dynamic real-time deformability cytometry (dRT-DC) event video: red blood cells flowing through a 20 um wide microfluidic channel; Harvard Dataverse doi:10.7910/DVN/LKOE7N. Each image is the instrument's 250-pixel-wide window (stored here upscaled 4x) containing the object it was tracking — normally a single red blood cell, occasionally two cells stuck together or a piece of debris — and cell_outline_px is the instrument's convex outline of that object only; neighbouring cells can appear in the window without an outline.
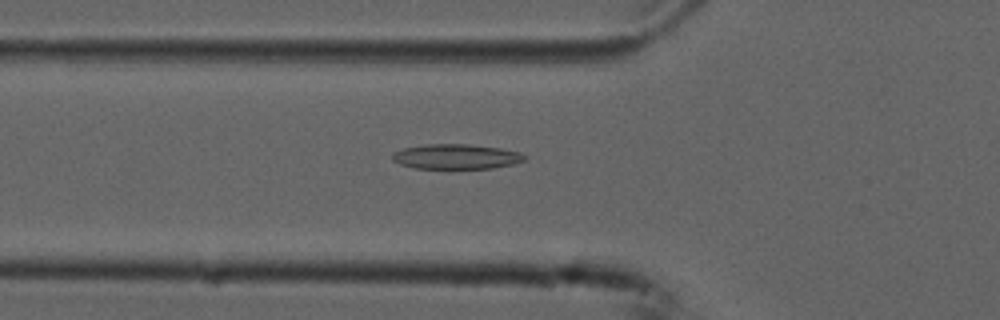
{"species": "common noctule bat (a hibernating species)", "species_latin": "Nyctalus noctula", "temperature_condition": "cold", "stored_images_in_passage": 50, "camera_frame_rate_fps": 3000, "um_per_image_px": 0.085, "animal": {"sex": "male", "forearm_length_mm": 52.5}, "frame": {"image": 1, "passage_image": 19, "time_ms": 6.0, "image_size_px": [1000, 320], "cell_outline_px": [[524, 160], [512, 164], [492, 168], [416, 168], [400, 164], [392, 160], [392, 152], [404, 148], [428, 144], [468, 144], [500, 148], [520, 152], [524, 156]], "centroid_in_image_um": [38.74, 13.3], "position_along_channel_um": 87.1, "area_um2": 19.02}}
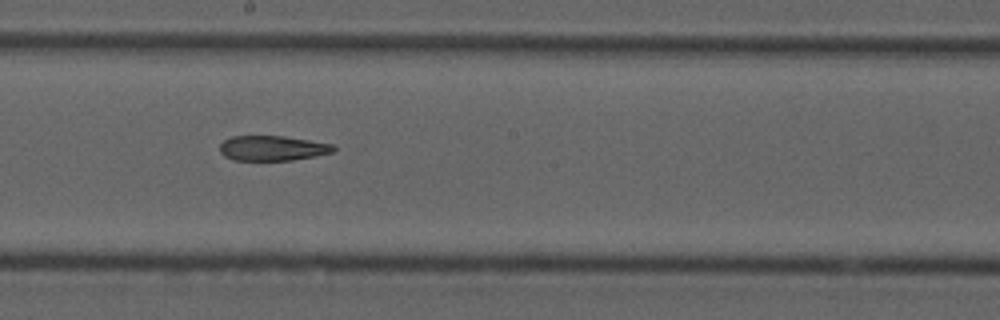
{"frame": {"image": 2, "passage_image": 30, "time_ms": 9.667, "image_size_px": [1000, 320], "cell_outline_px": [[336, 148], [332, 152], [316, 156], [292, 160], [232, 160], [224, 156], [220, 152], [220, 144], [224, 140], [232, 136], [284, 136], [332, 144]], "centroid_in_image_um": [23.13, 12.6], "position_along_channel_um": 225.1, "area_um2": 16.53}}
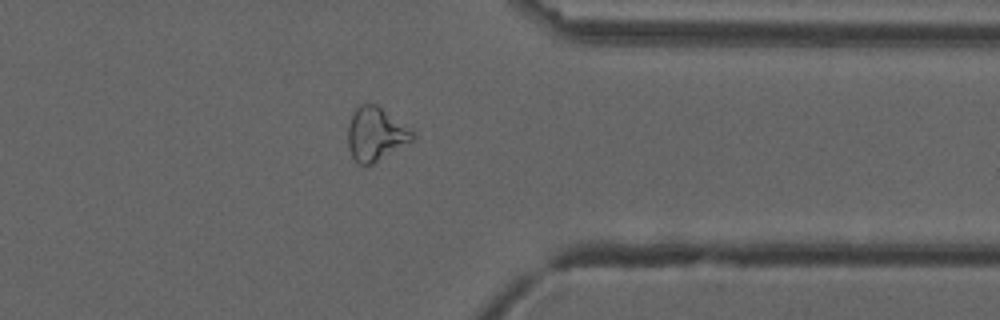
{"frame": {"image": 3, "passage_image": 43, "time_ms": 14.0, "image_size_px": [1000, 320], "cell_outline_px": [[416, 136], [412, 140], [372, 164], [360, 164], [352, 156], [348, 148], [348, 124], [356, 108], [360, 104], [376, 104], [412, 132]], "centroid_in_image_um": [31.88, 11.4], "position_along_channel_um": 379.5, "area_um2": 19.42}}